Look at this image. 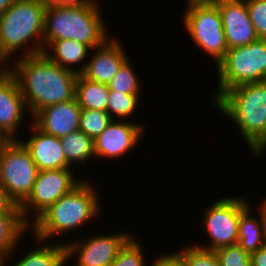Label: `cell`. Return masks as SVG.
<instances>
[{
	"mask_svg": "<svg viewBox=\"0 0 266 266\" xmlns=\"http://www.w3.org/2000/svg\"><path fill=\"white\" fill-rule=\"evenodd\" d=\"M21 56L15 61L16 66L8 69L17 79L32 116L48 106L75 98L77 73L53 63L43 53Z\"/></svg>",
	"mask_w": 266,
	"mask_h": 266,
	"instance_id": "6da1fadb",
	"label": "cell"
},
{
	"mask_svg": "<svg viewBox=\"0 0 266 266\" xmlns=\"http://www.w3.org/2000/svg\"><path fill=\"white\" fill-rule=\"evenodd\" d=\"M96 0L85 5L46 4L43 50L51 41L76 40L91 50L108 36Z\"/></svg>",
	"mask_w": 266,
	"mask_h": 266,
	"instance_id": "7a4b0ae2",
	"label": "cell"
},
{
	"mask_svg": "<svg viewBox=\"0 0 266 266\" xmlns=\"http://www.w3.org/2000/svg\"><path fill=\"white\" fill-rule=\"evenodd\" d=\"M214 105L233 119L253 154L266 148V80L227 90Z\"/></svg>",
	"mask_w": 266,
	"mask_h": 266,
	"instance_id": "3957f363",
	"label": "cell"
},
{
	"mask_svg": "<svg viewBox=\"0 0 266 266\" xmlns=\"http://www.w3.org/2000/svg\"><path fill=\"white\" fill-rule=\"evenodd\" d=\"M93 187L83 181L40 214L30 226L37 242L77 229L99 214L100 203ZM51 236V237H50Z\"/></svg>",
	"mask_w": 266,
	"mask_h": 266,
	"instance_id": "277c9868",
	"label": "cell"
},
{
	"mask_svg": "<svg viewBox=\"0 0 266 266\" xmlns=\"http://www.w3.org/2000/svg\"><path fill=\"white\" fill-rule=\"evenodd\" d=\"M46 4L44 0H17L0 15V59L4 63L33 38L39 42L32 43L25 56L43 52Z\"/></svg>",
	"mask_w": 266,
	"mask_h": 266,
	"instance_id": "5b68a950",
	"label": "cell"
},
{
	"mask_svg": "<svg viewBox=\"0 0 266 266\" xmlns=\"http://www.w3.org/2000/svg\"><path fill=\"white\" fill-rule=\"evenodd\" d=\"M219 87L215 103L227 90L241 84L266 80V39L229 48L225 58L217 65ZM215 97V98H214Z\"/></svg>",
	"mask_w": 266,
	"mask_h": 266,
	"instance_id": "8992f818",
	"label": "cell"
},
{
	"mask_svg": "<svg viewBox=\"0 0 266 266\" xmlns=\"http://www.w3.org/2000/svg\"><path fill=\"white\" fill-rule=\"evenodd\" d=\"M184 25L195 43L212 56L218 65L226 56L222 17L213 0H188Z\"/></svg>",
	"mask_w": 266,
	"mask_h": 266,
	"instance_id": "52a82bcc",
	"label": "cell"
},
{
	"mask_svg": "<svg viewBox=\"0 0 266 266\" xmlns=\"http://www.w3.org/2000/svg\"><path fill=\"white\" fill-rule=\"evenodd\" d=\"M38 172L19 139L10 140L0 150V185L15 204L20 205L29 196Z\"/></svg>",
	"mask_w": 266,
	"mask_h": 266,
	"instance_id": "ba28073f",
	"label": "cell"
},
{
	"mask_svg": "<svg viewBox=\"0 0 266 266\" xmlns=\"http://www.w3.org/2000/svg\"><path fill=\"white\" fill-rule=\"evenodd\" d=\"M81 182L82 180L77 181L74 178L71 168L39 171L29 196L19 205L22 218L30 225L27 215L32 211L31 209L36 210L35 220Z\"/></svg>",
	"mask_w": 266,
	"mask_h": 266,
	"instance_id": "9c48e42d",
	"label": "cell"
},
{
	"mask_svg": "<svg viewBox=\"0 0 266 266\" xmlns=\"http://www.w3.org/2000/svg\"><path fill=\"white\" fill-rule=\"evenodd\" d=\"M249 206V202L240 198H222L206 210L203 224L211 244L202 248L215 251L224 246L238 244V231L241 213Z\"/></svg>",
	"mask_w": 266,
	"mask_h": 266,
	"instance_id": "30bf717a",
	"label": "cell"
},
{
	"mask_svg": "<svg viewBox=\"0 0 266 266\" xmlns=\"http://www.w3.org/2000/svg\"><path fill=\"white\" fill-rule=\"evenodd\" d=\"M129 234L98 235L83 242L66 244L67 260L78 254L77 266H109L117 257L119 250L131 238Z\"/></svg>",
	"mask_w": 266,
	"mask_h": 266,
	"instance_id": "8fae6325",
	"label": "cell"
},
{
	"mask_svg": "<svg viewBox=\"0 0 266 266\" xmlns=\"http://www.w3.org/2000/svg\"><path fill=\"white\" fill-rule=\"evenodd\" d=\"M220 11L229 48L244 46L259 39L250 20L245 0H213Z\"/></svg>",
	"mask_w": 266,
	"mask_h": 266,
	"instance_id": "7c38bea8",
	"label": "cell"
},
{
	"mask_svg": "<svg viewBox=\"0 0 266 266\" xmlns=\"http://www.w3.org/2000/svg\"><path fill=\"white\" fill-rule=\"evenodd\" d=\"M120 44L117 38H108L95 48L98 53L95 51V55L80 68L75 69V73L82 74L90 81L108 85L128 58Z\"/></svg>",
	"mask_w": 266,
	"mask_h": 266,
	"instance_id": "4fadbf2b",
	"label": "cell"
},
{
	"mask_svg": "<svg viewBox=\"0 0 266 266\" xmlns=\"http://www.w3.org/2000/svg\"><path fill=\"white\" fill-rule=\"evenodd\" d=\"M27 106L15 76L6 67L0 73V129L10 140L23 120Z\"/></svg>",
	"mask_w": 266,
	"mask_h": 266,
	"instance_id": "5bb4252c",
	"label": "cell"
},
{
	"mask_svg": "<svg viewBox=\"0 0 266 266\" xmlns=\"http://www.w3.org/2000/svg\"><path fill=\"white\" fill-rule=\"evenodd\" d=\"M143 126L133 122L111 121L105 130L94 140L95 156L117 158L125 155L138 144Z\"/></svg>",
	"mask_w": 266,
	"mask_h": 266,
	"instance_id": "9a60e30c",
	"label": "cell"
},
{
	"mask_svg": "<svg viewBox=\"0 0 266 266\" xmlns=\"http://www.w3.org/2000/svg\"><path fill=\"white\" fill-rule=\"evenodd\" d=\"M81 108L77 99H71L41 109L32 122L39 130L58 138L79 130Z\"/></svg>",
	"mask_w": 266,
	"mask_h": 266,
	"instance_id": "2e32d148",
	"label": "cell"
},
{
	"mask_svg": "<svg viewBox=\"0 0 266 266\" xmlns=\"http://www.w3.org/2000/svg\"><path fill=\"white\" fill-rule=\"evenodd\" d=\"M35 135L28 141L19 140L30 153L39 171L70 168L63 153L61 138L48 135L32 125Z\"/></svg>",
	"mask_w": 266,
	"mask_h": 266,
	"instance_id": "e0dca14e",
	"label": "cell"
},
{
	"mask_svg": "<svg viewBox=\"0 0 266 266\" xmlns=\"http://www.w3.org/2000/svg\"><path fill=\"white\" fill-rule=\"evenodd\" d=\"M30 225L22 218L20 206L15 204L8 212L0 213V258L2 266L12 250L16 248V244L20 237L28 231ZM27 229V230H26Z\"/></svg>",
	"mask_w": 266,
	"mask_h": 266,
	"instance_id": "ac0fdd59",
	"label": "cell"
},
{
	"mask_svg": "<svg viewBox=\"0 0 266 266\" xmlns=\"http://www.w3.org/2000/svg\"><path fill=\"white\" fill-rule=\"evenodd\" d=\"M48 46L53 49L54 53L50 55L49 48L44 49L42 53L53 63L74 72L75 69L71 68V65L83 61L90 49L87 45L76 40L51 41L46 47Z\"/></svg>",
	"mask_w": 266,
	"mask_h": 266,
	"instance_id": "d6986e66",
	"label": "cell"
},
{
	"mask_svg": "<svg viewBox=\"0 0 266 266\" xmlns=\"http://www.w3.org/2000/svg\"><path fill=\"white\" fill-rule=\"evenodd\" d=\"M109 91L107 84L90 81L78 74L75 98L81 109L106 111Z\"/></svg>",
	"mask_w": 266,
	"mask_h": 266,
	"instance_id": "ffe728a7",
	"label": "cell"
},
{
	"mask_svg": "<svg viewBox=\"0 0 266 266\" xmlns=\"http://www.w3.org/2000/svg\"><path fill=\"white\" fill-rule=\"evenodd\" d=\"M63 153L67 163H86L90 157L95 156L94 139L86 135L83 131L77 130L61 138Z\"/></svg>",
	"mask_w": 266,
	"mask_h": 266,
	"instance_id": "44dd1931",
	"label": "cell"
},
{
	"mask_svg": "<svg viewBox=\"0 0 266 266\" xmlns=\"http://www.w3.org/2000/svg\"><path fill=\"white\" fill-rule=\"evenodd\" d=\"M67 261L66 244L41 245L29 251L13 266H63Z\"/></svg>",
	"mask_w": 266,
	"mask_h": 266,
	"instance_id": "7402d4cb",
	"label": "cell"
},
{
	"mask_svg": "<svg viewBox=\"0 0 266 266\" xmlns=\"http://www.w3.org/2000/svg\"><path fill=\"white\" fill-rule=\"evenodd\" d=\"M250 207L248 206L240 216L238 244L248 252L253 253L258 251L266 243L263 238L261 224L259 220L250 215Z\"/></svg>",
	"mask_w": 266,
	"mask_h": 266,
	"instance_id": "603a6c76",
	"label": "cell"
},
{
	"mask_svg": "<svg viewBox=\"0 0 266 266\" xmlns=\"http://www.w3.org/2000/svg\"><path fill=\"white\" fill-rule=\"evenodd\" d=\"M138 80L134 69L127 59L109 82L108 87L109 90L115 92H122L127 95H139L140 84Z\"/></svg>",
	"mask_w": 266,
	"mask_h": 266,
	"instance_id": "cb8c5ba5",
	"label": "cell"
},
{
	"mask_svg": "<svg viewBox=\"0 0 266 266\" xmlns=\"http://www.w3.org/2000/svg\"><path fill=\"white\" fill-rule=\"evenodd\" d=\"M112 120L106 111L81 109L79 130L95 140Z\"/></svg>",
	"mask_w": 266,
	"mask_h": 266,
	"instance_id": "d4e9b609",
	"label": "cell"
},
{
	"mask_svg": "<svg viewBox=\"0 0 266 266\" xmlns=\"http://www.w3.org/2000/svg\"><path fill=\"white\" fill-rule=\"evenodd\" d=\"M139 95H127L122 92H115L113 90L109 91V98L106 105V112L110 115L112 119L113 114L119 118H125L131 116V114L137 108Z\"/></svg>",
	"mask_w": 266,
	"mask_h": 266,
	"instance_id": "484cf974",
	"label": "cell"
},
{
	"mask_svg": "<svg viewBox=\"0 0 266 266\" xmlns=\"http://www.w3.org/2000/svg\"><path fill=\"white\" fill-rule=\"evenodd\" d=\"M186 266H221L216 253L200 246H188L177 252Z\"/></svg>",
	"mask_w": 266,
	"mask_h": 266,
	"instance_id": "4316f807",
	"label": "cell"
},
{
	"mask_svg": "<svg viewBox=\"0 0 266 266\" xmlns=\"http://www.w3.org/2000/svg\"><path fill=\"white\" fill-rule=\"evenodd\" d=\"M142 247L132 237L119 250L116 259L109 266H146Z\"/></svg>",
	"mask_w": 266,
	"mask_h": 266,
	"instance_id": "83f0119b",
	"label": "cell"
},
{
	"mask_svg": "<svg viewBox=\"0 0 266 266\" xmlns=\"http://www.w3.org/2000/svg\"><path fill=\"white\" fill-rule=\"evenodd\" d=\"M214 252L221 266H252L250 253L244 251L239 244L220 247Z\"/></svg>",
	"mask_w": 266,
	"mask_h": 266,
	"instance_id": "f1b7e54d",
	"label": "cell"
},
{
	"mask_svg": "<svg viewBox=\"0 0 266 266\" xmlns=\"http://www.w3.org/2000/svg\"><path fill=\"white\" fill-rule=\"evenodd\" d=\"M250 20L259 39H266V0H245Z\"/></svg>",
	"mask_w": 266,
	"mask_h": 266,
	"instance_id": "f546056e",
	"label": "cell"
},
{
	"mask_svg": "<svg viewBox=\"0 0 266 266\" xmlns=\"http://www.w3.org/2000/svg\"><path fill=\"white\" fill-rule=\"evenodd\" d=\"M152 266H186L184 259L177 253L163 255L154 260Z\"/></svg>",
	"mask_w": 266,
	"mask_h": 266,
	"instance_id": "4dcf8cb0",
	"label": "cell"
},
{
	"mask_svg": "<svg viewBox=\"0 0 266 266\" xmlns=\"http://www.w3.org/2000/svg\"><path fill=\"white\" fill-rule=\"evenodd\" d=\"M252 266H266V245L250 254Z\"/></svg>",
	"mask_w": 266,
	"mask_h": 266,
	"instance_id": "1f68e13d",
	"label": "cell"
},
{
	"mask_svg": "<svg viewBox=\"0 0 266 266\" xmlns=\"http://www.w3.org/2000/svg\"><path fill=\"white\" fill-rule=\"evenodd\" d=\"M15 203L9 198L4 188L0 185V213L8 212Z\"/></svg>",
	"mask_w": 266,
	"mask_h": 266,
	"instance_id": "d6a6232c",
	"label": "cell"
},
{
	"mask_svg": "<svg viewBox=\"0 0 266 266\" xmlns=\"http://www.w3.org/2000/svg\"><path fill=\"white\" fill-rule=\"evenodd\" d=\"M47 4L85 5L92 0H44Z\"/></svg>",
	"mask_w": 266,
	"mask_h": 266,
	"instance_id": "836d02e7",
	"label": "cell"
},
{
	"mask_svg": "<svg viewBox=\"0 0 266 266\" xmlns=\"http://www.w3.org/2000/svg\"><path fill=\"white\" fill-rule=\"evenodd\" d=\"M261 209H260V224H261V229H262V234H263V238L264 241L266 243V201L261 205Z\"/></svg>",
	"mask_w": 266,
	"mask_h": 266,
	"instance_id": "e575fe53",
	"label": "cell"
},
{
	"mask_svg": "<svg viewBox=\"0 0 266 266\" xmlns=\"http://www.w3.org/2000/svg\"><path fill=\"white\" fill-rule=\"evenodd\" d=\"M17 0H0V15L7 11Z\"/></svg>",
	"mask_w": 266,
	"mask_h": 266,
	"instance_id": "d590c367",
	"label": "cell"
},
{
	"mask_svg": "<svg viewBox=\"0 0 266 266\" xmlns=\"http://www.w3.org/2000/svg\"><path fill=\"white\" fill-rule=\"evenodd\" d=\"M10 141V139L0 129V150Z\"/></svg>",
	"mask_w": 266,
	"mask_h": 266,
	"instance_id": "8d00e7d4",
	"label": "cell"
},
{
	"mask_svg": "<svg viewBox=\"0 0 266 266\" xmlns=\"http://www.w3.org/2000/svg\"><path fill=\"white\" fill-rule=\"evenodd\" d=\"M1 64H6V63H4L1 59H0V73L6 68V67H8V66H5V67H1Z\"/></svg>",
	"mask_w": 266,
	"mask_h": 266,
	"instance_id": "74e56055",
	"label": "cell"
}]
</instances>
